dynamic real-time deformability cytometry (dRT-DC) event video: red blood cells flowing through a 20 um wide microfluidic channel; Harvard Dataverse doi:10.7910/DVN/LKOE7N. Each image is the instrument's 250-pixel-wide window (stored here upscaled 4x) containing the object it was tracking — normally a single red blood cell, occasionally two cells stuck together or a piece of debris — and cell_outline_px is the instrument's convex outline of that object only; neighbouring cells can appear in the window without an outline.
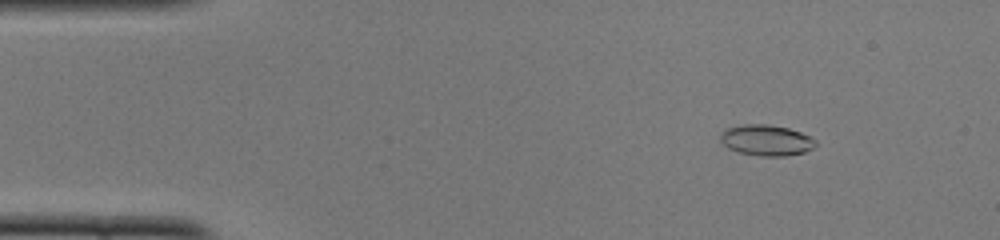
{"species": "common noctule bat (a hibernating species)", "species_latin": "Nyctalus noctula", "temperature_condition": "cold", "stored_images_in_passage": 50, "camera_frame_rate_fps": 3000, "um_per_image_px": 0.085, "animal": {"sex": "female", "body_mass_g": 22.0, "forearm_length_mm": 56.7}, "frame": {"image": 1, "passage_image": 6, "time_ms": 1.667, "image_size_px": [1000, 240], "cell_outline_px": [[816, 144], [812, 148], [804, 152], [784, 156], [760, 156], [736, 152], [728, 148], [720, 140], [720, 136], [728, 128], [744, 124], [768, 124], [788, 128], [800, 132], [816, 140]], "centroid_in_image_um": [65.13, 11.93], "position_along_channel_um": 19.9, "area_um2": 16.99}}
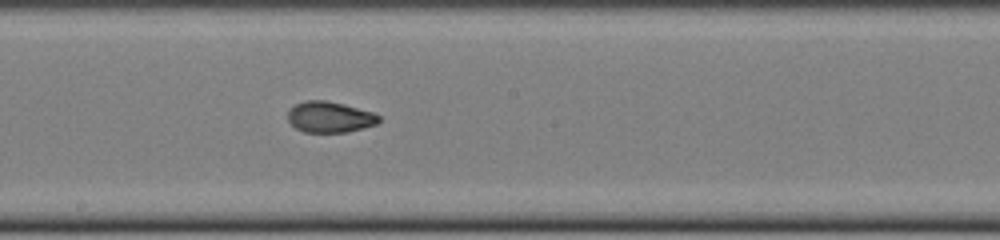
{"frame": {"image": 2, "passage_image": 27, "time_ms": 8.667, "image_size_px": [1000, 240], "cell_outline_px": [[380, 120], [376, 124], [348, 132], [304, 132], [296, 128], [288, 120], [288, 112], [296, 104], [304, 100], [328, 100], [344, 104], [372, 112], [380, 116]], "centroid_in_image_um": [28.03, 9.94], "position_along_channel_um": 220.2, "area_um2": 16.36}}
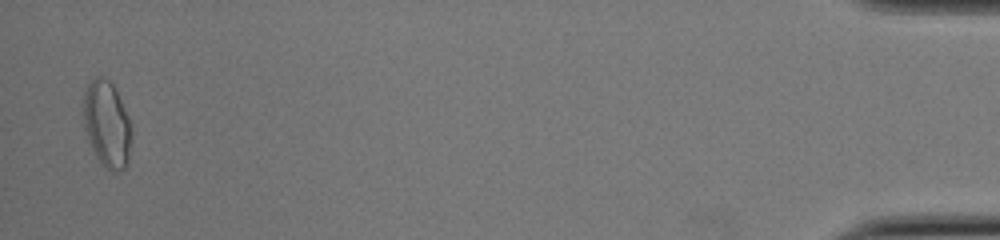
{"frame": {"image": 3, "passage_image": 49, "time_ms": 16.0, "image_size_px": [1000, 240], "cell_outline_px": [[132, 132], [128, 164], [124, 168], [112, 172], [96, 156], [92, 148], [84, 128], [84, 92], [88, 84], [96, 76], [104, 76], [112, 84], [132, 124]], "centroid_in_image_um": [9.1, 10.55], "position_along_channel_um": 426.1, "area_um2": 23.93}, "authors_computed_cell_mechanics": {"area_um2": 16.762, "velocity_mm_per_s": 4.0181, "shape_relaxation_time_tau1_ms": null, "shape_relaxation_time_tau2_ms": 1.5424, "deformation_change_tau1": null, "deformation_change_tau2": 0.0653}}